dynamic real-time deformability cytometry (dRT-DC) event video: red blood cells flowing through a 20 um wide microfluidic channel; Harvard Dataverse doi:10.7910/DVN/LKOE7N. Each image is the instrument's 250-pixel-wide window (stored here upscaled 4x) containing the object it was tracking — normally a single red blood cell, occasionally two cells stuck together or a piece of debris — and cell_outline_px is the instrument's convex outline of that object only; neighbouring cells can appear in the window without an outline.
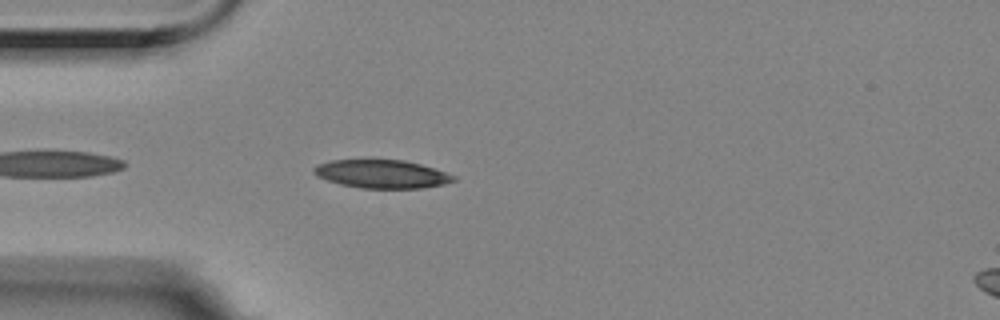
{"species": "Egyptian fruit bat (a non-hibernating species)", "species_latin": "Rousettus aegyptiacus", "temperature_condition": "room temperature", "stored_images_in_passage": 45, "camera_frame_rate_fps": 3000, "um_per_image_px": 0.085, "animal": {"sex": "female"}, "frame": {"image": 1, "passage_image": 4, "time_ms": 1.0, "image_size_px": [1000, 320], "cell_outline_px": [[456, 180], [444, 184], [424, 188], [360, 188], [340, 184], [316, 176], [312, 172], [312, 168], [316, 164], [332, 160], [404, 160], [420, 164], [456, 176]], "centroid_in_image_um": [32.42, 14.79], "position_along_channel_um": 52.6, "area_um2": 23.0}}
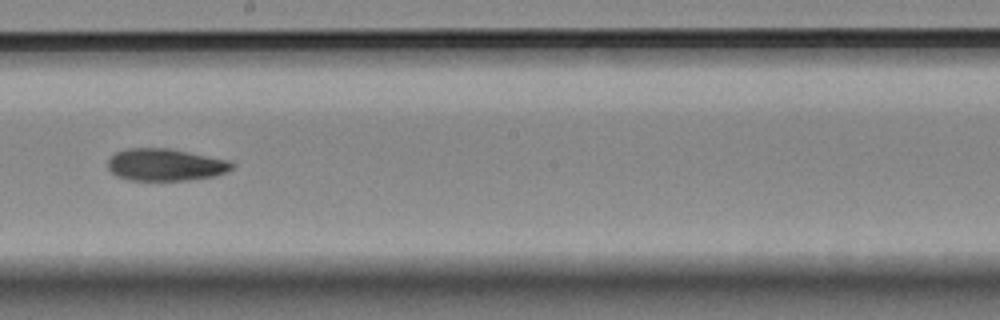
{"frame": {"image": 2, "passage_image": 20, "time_ms": 6.333, "image_size_px": [1000, 320], "cell_outline_px": [[236, 164], [228, 172], [212, 176], [184, 180], [128, 180], [116, 176], [108, 168], [108, 160], [116, 152], [128, 148], [168, 148], [228, 160]], "centroid_in_image_um": [14.04, 14.0], "position_along_channel_um": 234.2, "area_um2": 23.12}}
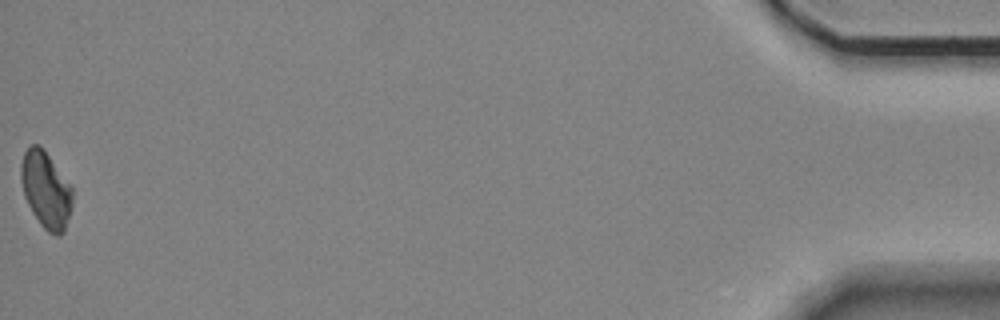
{"frame": {"image": 3, "passage_image": 45, "time_ms": 14.667, "image_size_px": [1000, 320], "cell_outline_px": [[72, 204], [64, 232], [60, 236], [56, 236], [48, 232], [40, 224], [32, 212], [24, 196], [20, 180], [20, 164], [24, 152], [32, 144], [40, 144], [72, 188]], "centroid_in_image_um": [3.87, 16.14], "position_along_channel_um": 431.3, "area_um2": 22.89}, "authors_computed_cell_mechanics": {"area_um2": 23.1778, "velocity_mm_per_s": 3.5275, "shape_relaxation_time_tau1_ms": 9.4908, "shape_relaxation_time_tau2_ms": 11.3089, "deformation_change_tau1": 0.1699, "deformation_change_tau2": 0.1768}}